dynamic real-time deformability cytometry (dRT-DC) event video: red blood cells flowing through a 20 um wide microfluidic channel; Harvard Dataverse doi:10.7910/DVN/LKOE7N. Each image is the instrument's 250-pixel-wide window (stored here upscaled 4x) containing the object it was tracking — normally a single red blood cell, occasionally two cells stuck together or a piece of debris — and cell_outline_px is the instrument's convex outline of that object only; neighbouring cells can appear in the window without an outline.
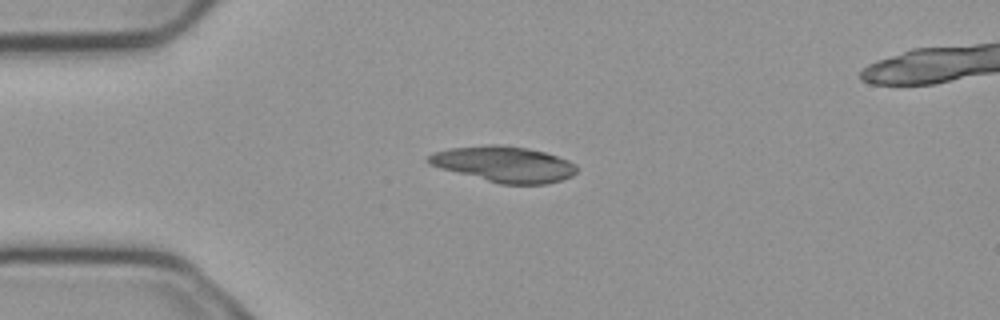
{"species": "common noctule bat (a hibernating species)", "species_latin": "Nyctalus noctula", "temperature_condition": "cold", "stored_images_in_passage": 6, "camera_frame_rate_fps": 3000, "um_per_image_px": 0.085, "animal": {"sex": "male", "body_mass_g": 23.1, "forearm_length_mm": 52.7}, "frame": {"image": 1, "passage_image": 4, "time_ms": 1.0, "image_size_px": [1000, 320], "cell_outline_px": [[576, 172], [572, 176], [560, 180], [544, 184], [500, 184], [440, 168], [428, 164], [428, 156], [432, 152], [452, 148], [488, 144], [500, 144], [528, 148], [544, 152], [568, 160], [576, 164]], "centroid_in_image_um": [42.84, 13.95], "position_along_channel_um": 42.2, "area_um2": 30.81}}